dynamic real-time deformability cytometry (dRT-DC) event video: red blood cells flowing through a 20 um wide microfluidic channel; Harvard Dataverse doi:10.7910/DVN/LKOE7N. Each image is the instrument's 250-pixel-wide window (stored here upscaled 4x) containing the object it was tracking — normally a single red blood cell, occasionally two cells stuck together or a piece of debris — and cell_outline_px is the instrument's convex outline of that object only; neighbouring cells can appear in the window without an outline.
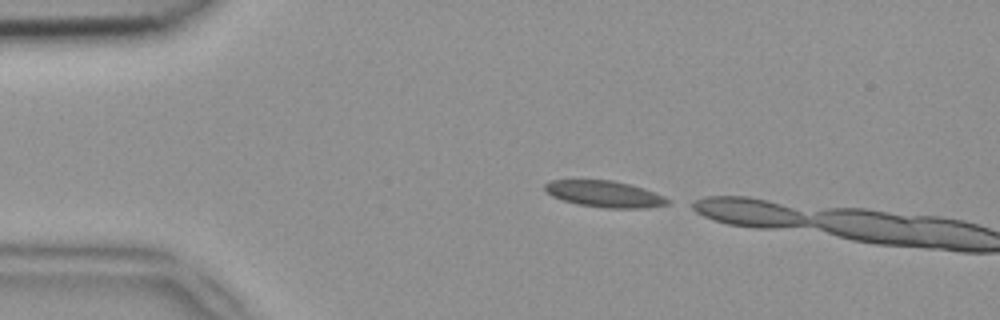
{"species": "common noctule bat (a hibernating species)", "species_latin": "Nyctalus noctula", "temperature_condition": "room temperature", "stored_images_in_passage": 3, "camera_frame_rate_fps": 3000, "um_per_image_px": 0.085, "animal": {"sex": "female", "body_mass_g": 18.4}, "frame": {"image": 1, "passage_image": 1, "time_ms": 0.0, "image_size_px": [1000, 320], "cell_outline_px": [[668, 204], [644, 208], [604, 208], [576, 204], [552, 196], [544, 188], [544, 184], [548, 180], [612, 180], [644, 188], [664, 196], [668, 200]], "centroid_in_image_um": [51.36, 16.49], "position_along_channel_um": 33.6, "area_um2": 18.79}}